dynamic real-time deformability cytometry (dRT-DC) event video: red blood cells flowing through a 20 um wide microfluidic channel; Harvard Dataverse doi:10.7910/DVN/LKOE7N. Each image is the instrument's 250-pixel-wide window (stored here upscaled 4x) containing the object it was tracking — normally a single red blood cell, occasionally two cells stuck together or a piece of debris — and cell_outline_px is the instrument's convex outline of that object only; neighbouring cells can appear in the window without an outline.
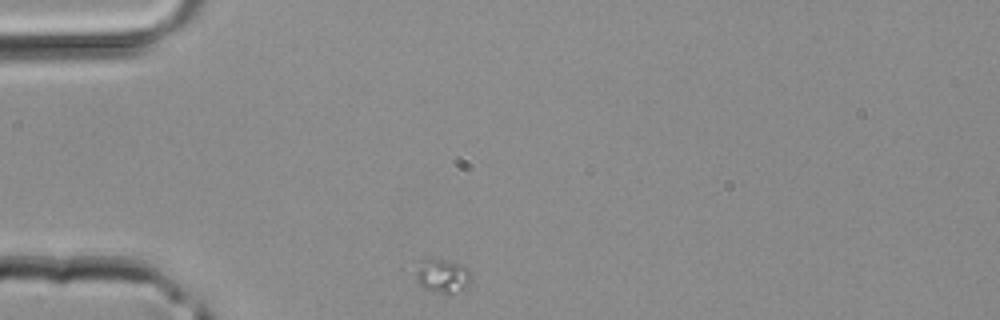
{"species": "common noctule bat (a hibernating species)", "species_latin": "Nyctalus noctula", "temperature_condition": "room temperature", "stored_images_in_passage": 25, "camera_frame_rate_fps": 3000, "um_per_image_px": 0.085, "animal": {"sex": "male", "body_mass_g": 20.4}, "frame": {"image": 1, "passage_image": 1, "time_ms": 0.0, "image_size_px": [1000, 320], "cell_outline_px": [[472, 280], [468, 288], [448, 296], [424, 288], [404, 272], [400, 268], [416, 260], [444, 260], [460, 264], [468, 268], [472, 272]], "centroid_in_image_um": [37.37, 23.44], "position_along_channel_um": 47.6, "area_um2": 12.72}}